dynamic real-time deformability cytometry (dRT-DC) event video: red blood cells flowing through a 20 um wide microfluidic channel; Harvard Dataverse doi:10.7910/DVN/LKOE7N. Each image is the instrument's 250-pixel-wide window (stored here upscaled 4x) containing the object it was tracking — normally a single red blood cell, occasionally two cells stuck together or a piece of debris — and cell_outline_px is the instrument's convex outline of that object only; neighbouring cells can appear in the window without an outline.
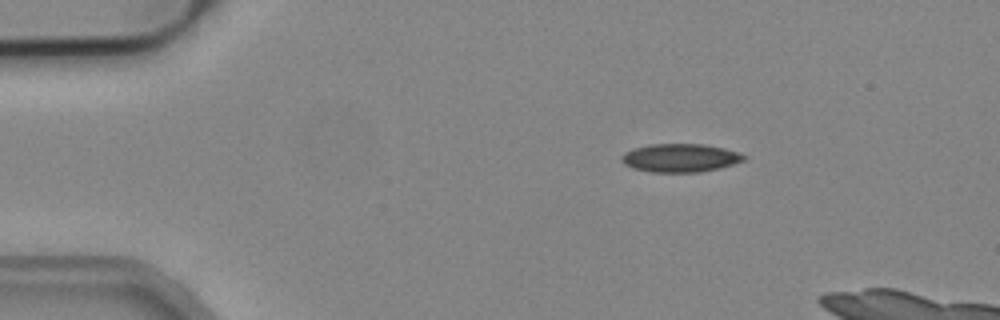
{"species": "common noctule bat (a hibernating species)", "species_latin": "Nyctalus noctula", "temperature_condition": "cold", "stored_images_in_passage": 4, "camera_frame_rate_fps": 3000, "um_per_image_px": 0.085, "animal": {"sex": "male", "body_mass_g": 19.2, "forearm_length_mm": 51.8}, "frame": {"image": 1, "passage_image": 1, "time_ms": 0.0, "image_size_px": [1000, 320], "cell_outline_px": [[748, 156], [744, 160], [720, 168], [700, 172], [652, 172], [632, 168], [624, 164], [620, 160], [620, 156], [624, 152], [632, 148], [652, 144], [704, 144], [724, 148], [740, 152]], "centroid_in_image_um": [57.81, 13.42], "position_along_channel_um": 27.2, "area_um2": 20.4}}
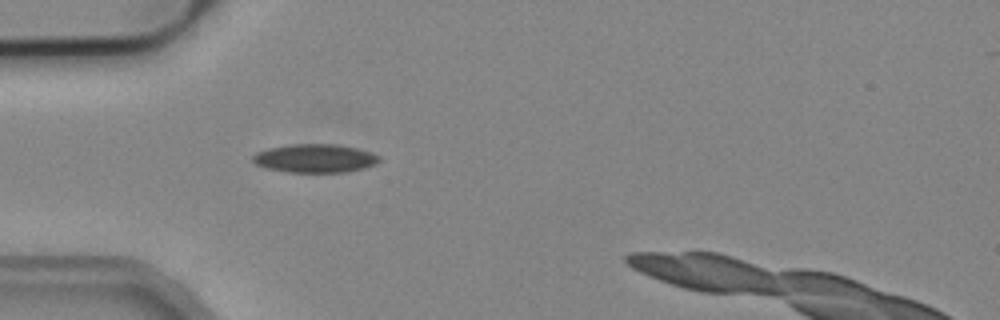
{"frame": {"image": 2, "passage_image": 3, "time_ms": 0.667, "image_size_px": [1000, 320], "cell_outline_px": [[380, 160], [376, 164], [364, 168], [344, 172], [288, 172], [268, 168], [256, 164], [252, 160], [252, 156], [256, 152], [268, 148], [292, 144], [336, 144], [356, 148], [380, 156]], "centroid_in_image_um": [26.76, 13.45], "position_along_channel_um": 58.2, "area_um2": 20.87}}